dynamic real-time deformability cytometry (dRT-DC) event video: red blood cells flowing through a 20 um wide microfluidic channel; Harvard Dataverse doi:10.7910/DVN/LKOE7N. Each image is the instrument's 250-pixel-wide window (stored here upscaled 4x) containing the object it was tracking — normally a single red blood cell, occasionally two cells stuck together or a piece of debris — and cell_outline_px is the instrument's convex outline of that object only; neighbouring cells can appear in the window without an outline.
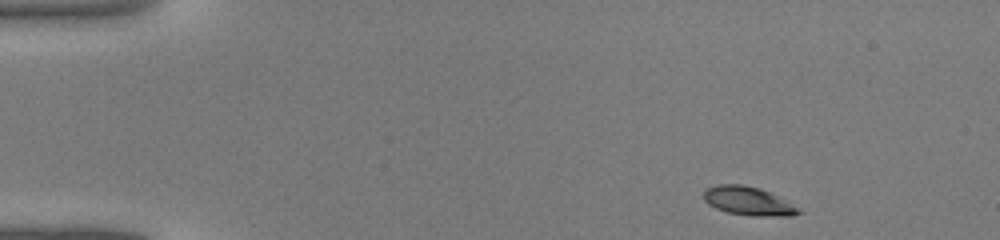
{"species": "common noctule bat (a hibernating species)", "species_latin": "Nyctalus noctula", "temperature_condition": "warm", "stored_images_in_passage": 39, "camera_frame_rate_fps": 3000, "um_per_image_px": 0.085, "animal": {"sex": "male", "body_mass_g": 19.0, "forearm_length_mm": 50.8}, "frame": {"image": 1, "passage_image": 1, "time_ms": 0.0, "image_size_px": [1000, 240], "cell_outline_px": [[804, 212], [792, 216], [752, 216], [728, 212], [716, 208], [708, 204], [704, 200], [704, 192], [708, 188], [716, 184], [740, 184], [760, 188], [776, 196]], "centroid_in_image_um": [63.57, 17.09], "position_along_channel_um": 21.4, "area_um2": 15.55}}
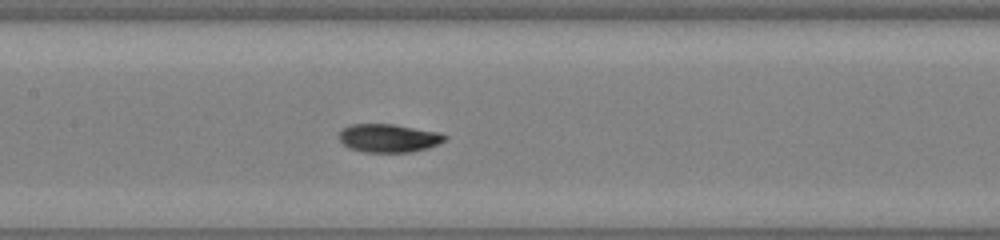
{"frame": {"image": 2, "passage_image": 17, "time_ms": 5.333, "image_size_px": [1000, 240], "cell_outline_px": [[448, 136], [444, 140], [428, 148], [408, 152], [364, 152], [348, 148], [340, 140], [340, 132], [344, 128], [352, 124], [392, 124], [440, 132]], "centroid_in_image_um": [33.04, 11.74], "position_along_channel_um": 174.4, "area_um2": 17.28}}
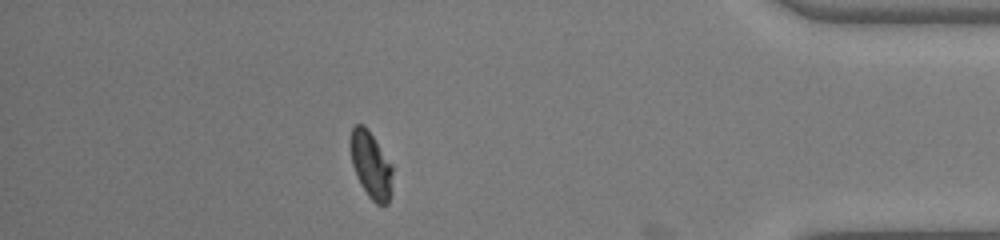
{"frame": {"image": 3, "passage_image": 34, "time_ms": 11.0, "image_size_px": [1000, 240], "cell_outline_px": [[392, 192], [388, 204], [376, 204], [368, 196], [360, 184], [356, 176], [352, 164], [348, 148], [348, 140], [352, 128], [356, 124], [364, 124], [368, 128], [392, 164]], "centroid_in_image_um": [31.5, 13.99], "position_along_channel_um": 403.7, "area_um2": 16.94}}